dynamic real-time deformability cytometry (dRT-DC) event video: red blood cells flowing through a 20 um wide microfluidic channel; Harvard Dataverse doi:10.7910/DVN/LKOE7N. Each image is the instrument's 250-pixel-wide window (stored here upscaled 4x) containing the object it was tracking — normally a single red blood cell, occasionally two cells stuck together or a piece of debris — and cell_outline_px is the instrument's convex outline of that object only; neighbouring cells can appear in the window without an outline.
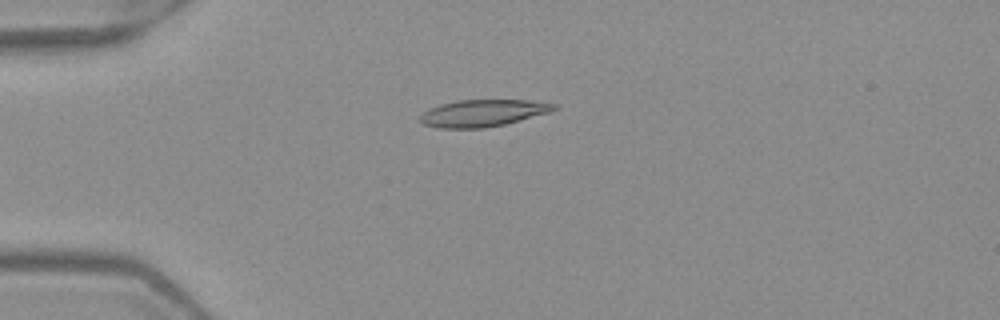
{"species": "Egyptian fruit bat (a non-hibernating species)", "species_latin": "Rousettus aegyptiacus", "temperature_condition": "warm", "stored_images_in_passage": 7, "camera_frame_rate_fps": 3000, "um_per_image_px": 0.085, "frame": {"image": 1, "passage_image": 4, "time_ms": 1.0, "image_size_px": [1000, 320], "cell_outline_px": [[560, 104], [556, 108], [548, 112], [504, 124], [484, 128], [436, 128], [424, 124], [416, 120], [428, 108], [440, 104], [456, 100], [528, 100]], "centroid_in_image_um": [40.98, 9.61], "position_along_channel_um": 44.0, "area_um2": 21.04}}
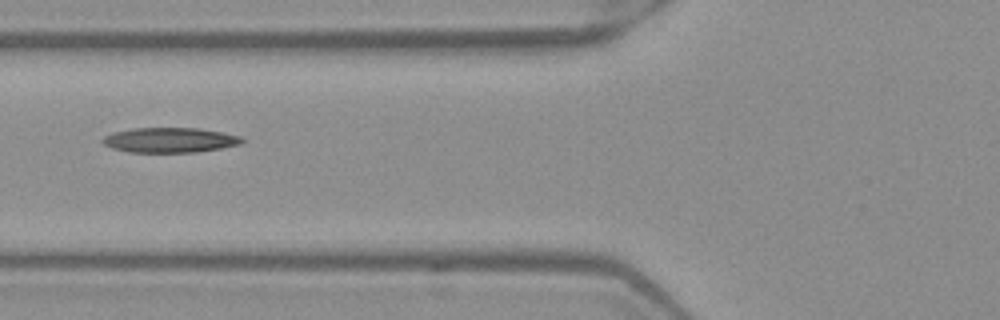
{"frame": {"image": 2, "passage_image": 6, "time_ms": 1.667, "image_size_px": [1000, 320], "cell_outline_px": [[244, 140], [240, 144], [220, 148], [196, 152], [128, 152], [112, 148], [104, 144], [100, 140], [104, 136], [112, 132], [132, 128], [200, 128], [240, 136]], "centroid_in_image_um": [14.39, 11.9], "position_along_channel_um": 111.4, "area_um2": 20.23}}
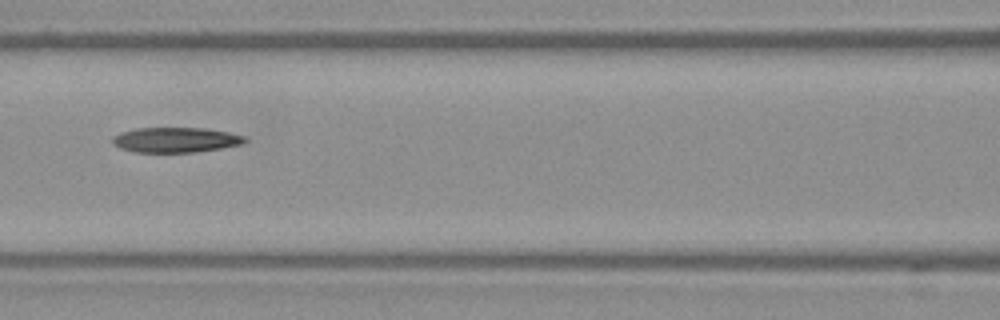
{"frame": {"image": 3, "passage_image": 7, "time_ms": 2.0, "image_size_px": [1000, 320], "cell_outline_px": [[248, 140], [244, 144], [196, 152], [136, 152], [120, 148], [112, 144], [112, 136], [120, 132], [136, 128], [208, 128], [228, 132], [244, 136]], "centroid_in_image_um": [14.92, 11.88], "position_along_channel_um": 151.7, "area_um2": 19.48}}